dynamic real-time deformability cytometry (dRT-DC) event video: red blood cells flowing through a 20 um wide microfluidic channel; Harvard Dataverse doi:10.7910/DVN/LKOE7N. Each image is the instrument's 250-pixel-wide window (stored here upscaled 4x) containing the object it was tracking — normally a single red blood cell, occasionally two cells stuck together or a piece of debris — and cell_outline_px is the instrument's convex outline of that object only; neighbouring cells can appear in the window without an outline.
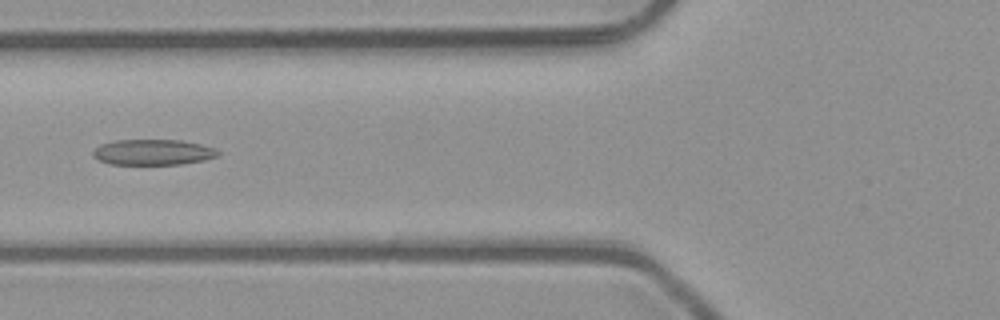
{"species": "common noctule bat (a hibernating species)", "species_latin": "Nyctalus noctula", "temperature_condition": "room temperature", "stored_images_in_passage": 7, "camera_frame_rate_fps": 3000, "um_per_image_px": 0.085, "animal": {"sex": "male", "body_mass_g": 23.1, "forearm_length_mm": 52.7}, "frame": {"image": 1, "passage_image": 6, "time_ms": 1.667, "image_size_px": [1000, 320], "cell_outline_px": [[220, 152], [216, 156], [204, 160], [180, 164], [112, 164], [100, 160], [92, 156], [92, 152], [100, 144], [116, 140], [180, 140], [200, 144], [216, 148]], "centroid_in_image_um": [13.0, 12.93], "position_along_channel_um": 112.8, "area_um2": 18.55}}
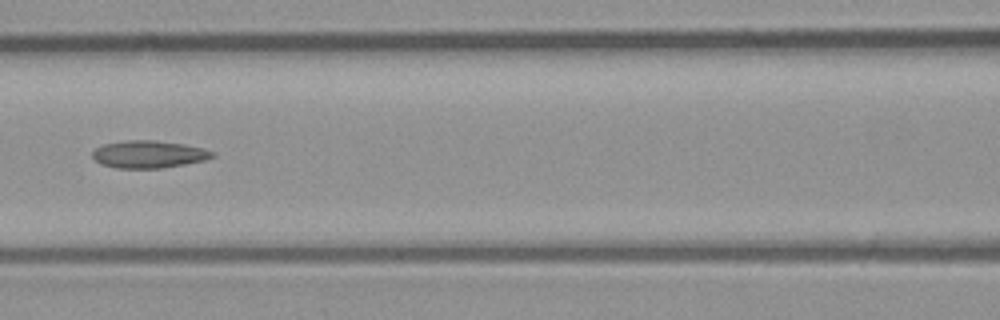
{"frame": {"image": 2, "passage_image": 7, "time_ms": 2.0, "image_size_px": [1000, 320], "cell_outline_px": [[216, 156], [204, 160], [184, 164], [160, 168], [116, 168], [100, 164], [92, 156], [92, 152], [96, 148], [104, 144], [128, 140], [156, 140], [184, 144], [204, 148], [216, 152]], "centroid_in_image_um": [12.67, 13.11], "position_along_channel_um": 153.9, "area_um2": 19.19}}